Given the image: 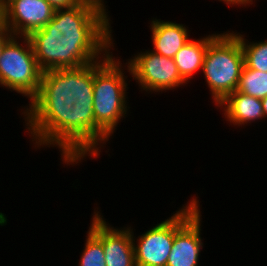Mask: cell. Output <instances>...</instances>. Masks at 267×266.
<instances>
[{"label": "cell", "instance_id": "obj_21", "mask_svg": "<svg viewBox=\"0 0 267 266\" xmlns=\"http://www.w3.org/2000/svg\"><path fill=\"white\" fill-rule=\"evenodd\" d=\"M249 4L252 5L253 4V0H245V6L249 5Z\"/></svg>", "mask_w": 267, "mask_h": 266}, {"label": "cell", "instance_id": "obj_16", "mask_svg": "<svg viewBox=\"0 0 267 266\" xmlns=\"http://www.w3.org/2000/svg\"><path fill=\"white\" fill-rule=\"evenodd\" d=\"M79 266H106L102 243L88 230Z\"/></svg>", "mask_w": 267, "mask_h": 266}, {"label": "cell", "instance_id": "obj_10", "mask_svg": "<svg viewBox=\"0 0 267 266\" xmlns=\"http://www.w3.org/2000/svg\"><path fill=\"white\" fill-rule=\"evenodd\" d=\"M55 9L46 0H8L5 25L15 36H29L51 21Z\"/></svg>", "mask_w": 267, "mask_h": 266}, {"label": "cell", "instance_id": "obj_8", "mask_svg": "<svg viewBox=\"0 0 267 266\" xmlns=\"http://www.w3.org/2000/svg\"><path fill=\"white\" fill-rule=\"evenodd\" d=\"M101 215L94 210L89 231L102 243L105 265L136 266L131 227L114 228Z\"/></svg>", "mask_w": 267, "mask_h": 266}, {"label": "cell", "instance_id": "obj_7", "mask_svg": "<svg viewBox=\"0 0 267 266\" xmlns=\"http://www.w3.org/2000/svg\"><path fill=\"white\" fill-rule=\"evenodd\" d=\"M125 64L134 80L146 92L173 90L188 84L181 76L174 59L161 56L152 50L141 52Z\"/></svg>", "mask_w": 267, "mask_h": 266}, {"label": "cell", "instance_id": "obj_11", "mask_svg": "<svg viewBox=\"0 0 267 266\" xmlns=\"http://www.w3.org/2000/svg\"><path fill=\"white\" fill-rule=\"evenodd\" d=\"M153 52L174 59L177 52L189 41L188 28L184 24L161 19L151 20Z\"/></svg>", "mask_w": 267, "mask_h": 266}, {"label": "cell", "instance_id": "obj_13", "mask_svg": "<svg viewBox=\"0 0 267 266\" xmlns=\"http://www.w3.org/2000/svg\"><path fill=\"white\" fill-rule=\"evenodd\" d=\"M218 34L208 35L201 39L189 40L175 55L174 61L180 73V76L189 82L194 73L202 70L204 56L208 48V44Z\"/></svg>", "mask_w": 267, "mask_h": 266}, {"label": "cell", "instance_id": "obj_1", "mask_svg": "<svg viewBox=\"0 0 267 266\" xmlns=\"http://www.w3.org/2000/svg\"><path fill=\"white\" fill-rule=\"evenodd\" d=\"M93 83L94 62L42 73L39 92L22 112L35 147L58 146L68 165L98 158L109 137L95 124Z\"/></svg>", "mask_w": 267, "mask_h": 266}, {"label": "cell", "instance_id": "obj_5", "mask_svg": "<svg viewBox=\"0 0 267 266\" xmlns=\"http://www.w3.org/2000/svg\"><path fill=\"white\" fill-rule=\"evenodd\" d=\"M20 39H24V46L19 43ZM42 73L28 36L13 35L1 52L0 85L31 101L39 92Z\"/></svg>", "mask_w": 267, "mask_h": 266}, {"label": "cell", "instance_id": "obj_19", "mask_svg": "<svg viewBox=\"0 0 267 266\" xmlns=\"http://www.w3.org/2000/svg\"><path fill=\"white\" fill-rule=\"evenodd\" d=\"M5 28V4L0 1V32Z\"/></svg>", "mask_w": 267, "mask_h": 266}, {"label": "cell", "instance_id": "obj_20", "mask_svg": "<svg viewBox=\"0 0 267 266\" xmlns=\"http://www.w3.org/2000/svg\"><path fill=\"white\" fill-rule=\"evenodd\" d=\"M262 101V106H263V113H264V118L267 117V97L261 99Z\"/></svg>", "mask_w": 267, "mask_h": 266}, {"label": "cell", "instance_id": "obj_9", "mask_svg": "<svg viewBox=\"0 0 267 266\" xmlns=\"http://www.w3.org/2000/svg\"><path fill=\"white\" fill-rule=\"evenodd\" d=\"M132 230L136 266H166L174 240V214L139 235L137 240Z\"/></svg>", "mask_w": 267, "mask_h": 266}, {"label": "cell", "instance_id": "obj_3", "mask_svg": "<svg viewBox=\"0 0 267 266\" xmlns=\"http://www.w3.org/2000/svg\"><path fill=\"white\" fill-rule=\"evenodd\" d=\"M120 59L112 52L94 62L93 110L95 124L110 138L128 111L127 81ZM126 77V78H125Z\"/></svg>", "mask_w": 267, "mask_h": 266}, {"label": "cell", "instance_id": "obj_18", "mask_svg": "<svg viewBox=\"0 0 267 266\" xmlns=\"http://www.w3.org/2000/svg\"><path fill=\"white\" fill-rule=\"evenodd\" d=\"M13 36V34L5 28L3 31L0 32V56L5 43Z\"/></svg>", "mask_w": 267, "mask_h": 266}, {"label": "cell", "instance_id": "obj_15", "mask_svg": "<svg viewBox=\"0 0 267 266\" xmlns=\"http://www.w3.org/2000/svg\"><path fill=\"white\" fill-rule=\"evenodd\" d=\"M236 91L258 99L267 97V72L250 69L244 65Z\"/></svg>", "mask_w": 267, "mask_h": 266}, {"label": "cell", "instance_id": "obj_17", "mask_svg": "<svg viewBox=\"0 0 267 266\" xmlns=\"http://www.w3.org/2000/svg\"><path fill=\"white\" fill-rule=\"evenodd\" d=\"M55 10L70 8L78 4L81 0H46Z\"/></svg>", "mask_w": 267, "mask_h": 266}, {"label": "cell", "instance_id": "obj_12", "mask_svg": "<svg viewBox=\"0 0 267 266\" xmlns=\"http://www.w3.org/2000/svg\"><path fill=\"white\" fill-rule=\"evenodd\" d=\"M224 109V117L234 126L251 124L264 118L261 99L235 91L229 94L217 107ZM224 106V107H223Z\"/></svg>", "mask_w": 267, "mask_h": 266}, {"label": "cell", "instance_id": "obj_14", "mask_svg": "<svg viewBox=\"0 0 267 266\" xmlns=\"http://www.w3.org/2000/svg\"><path fill=\"white\" fill-rule=\"evenodd\" d=\"M232 33L240 40L244 54V65L247 68L267 72V40L261 42H247L239 32Z\"/></svg>", "mask_w": 267, "mask_h": 266}, {"label": "cell", "instance_id": "obj_2", "mask_svg": "<svg viewBox=\"0 0 267 266\" xmlns=\"http://www.w3.org/2000/svg\"><path fill=\"white\" fill-rule=\"evenodd\" d=\"M106 10L101 0L55 10L50 22L28 36L40 69L78 68L104 58L114 47Z\"/></svg>", "mask_w": 267, "mask_h": 266}, {"label": "cell", "instance_id": "obj_6", "mask_svg": "<svg viewBox=\"0 0 267 266\" xmlns=\"http://www.w3.org/2000/svg\"><path fill=\"white\" fill-rule=\"evenodd\" d=\"M192 199L174 213V240L166 266H198L202 221L199 200Z\"/></svg>", "mask_w": 267, "mask_h": 266}, {"label": "cell", "instance_id": "obj_4", "mask_svg": "<svg viewBox=\"0 0 267 266\" xmlns=\"http://www.w3.org/2000/svg\"><path fill=\"white\" fill-rule=\"evenodd\" d=\"M243 67L240 40L232 32L220 33L208 44L202 71L216 106L236 91Z\"/></svg>", "mask_w": 267, "mask_h": 266}]
</instances>
